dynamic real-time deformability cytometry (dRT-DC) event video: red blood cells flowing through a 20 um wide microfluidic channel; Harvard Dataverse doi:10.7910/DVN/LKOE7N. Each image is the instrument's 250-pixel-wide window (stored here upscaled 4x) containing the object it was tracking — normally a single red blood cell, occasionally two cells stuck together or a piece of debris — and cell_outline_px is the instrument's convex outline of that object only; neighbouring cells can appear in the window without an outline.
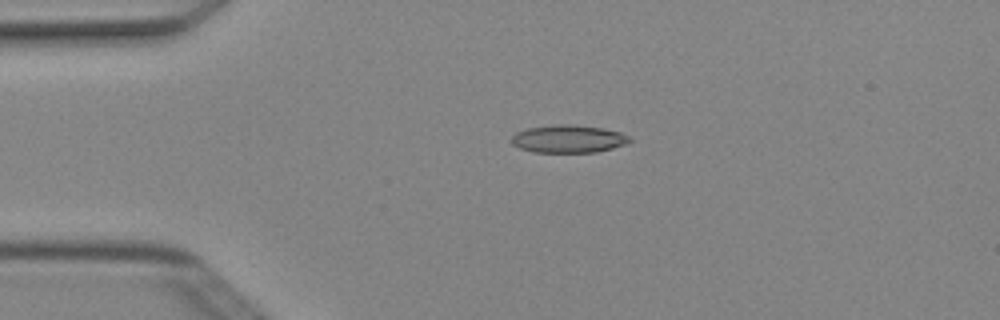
{"species": "Egyptian fruit bat (a non-hibernating species)", "species_latin": "Rousettus aegyptiacus", "temperature_condition": "cold", "stored_images_in_passage": 5, "camera_frame_rate_fps": 3000, "um_per_image_px": 0.085, "animal": {"sex": "female"}, "frame": {"image": 1, "passage_image": 3, "time_ms": 0.667, "image_size_px": [1000, 320], "cell_outline_px": [[632, 140], [628, 144], [596, 152], [532, 152], [520, 148], [512, 144], [512, 136], [516, 132], [528, 128], [552, 124], [572, 124], [604, 128], [620, 132], [628, 136]], "centroid_in_image_um": [48.32, 11.8], "position_along_channel_um": 36.7, "area_um2": 19.25}}
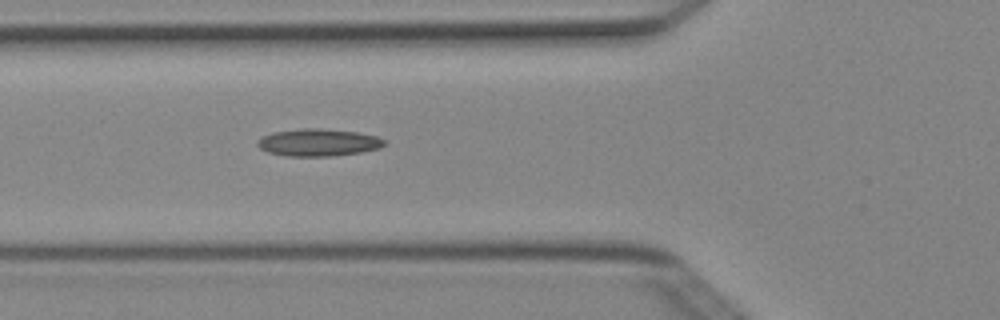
{"frame": {"image": 2, "passage_image": 5, "time_ms": 1.333, "image_size_px": [1000, 320], "cell_outline_px": [[384, 144], [380, 148], [360, 152], [332, 156], [284, 156], [268, 152], [260, 148], [256, 144], [256, 140], [272, 132], [300, 128], [320, 128], [356, 132], [376, 136], [384, 140]], "centroid_in_image_um": [27.01, 12.11], "position_along_channel_um": 98.8, "area_um2": 20.17}}